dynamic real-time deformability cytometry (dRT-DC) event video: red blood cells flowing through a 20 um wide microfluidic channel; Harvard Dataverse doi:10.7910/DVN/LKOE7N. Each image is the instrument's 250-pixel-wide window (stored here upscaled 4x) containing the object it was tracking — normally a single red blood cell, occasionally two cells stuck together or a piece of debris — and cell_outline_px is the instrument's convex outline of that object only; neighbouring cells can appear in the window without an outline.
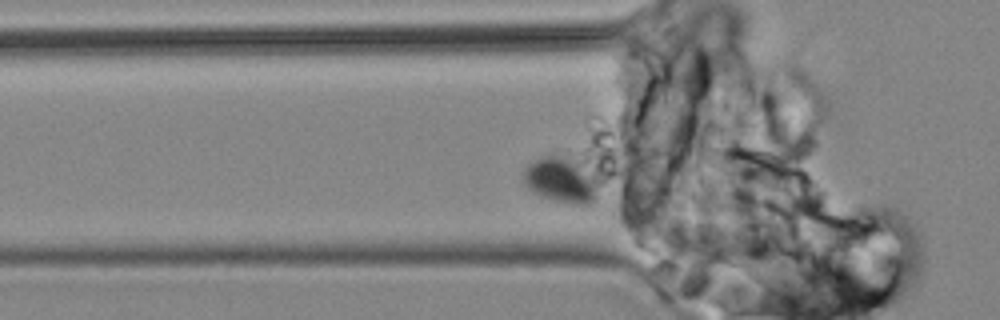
{"species": "common noctule bat (a hibernating species)", "species_latin": "Nyctalus noctula", "temperature_condition": "cold", "stored_images_in_passage": 3, "camera_frame_rate_fps": 3000, "um_per_image_px": 0.085, "animal": {"sex": "male", "body_mass_g": 19.2, "forearm_length_mm": 51.8}, "frame": {"image": 1, "passage_image": 2, "time_ms": 1.0, "image_size_px": [1000, 320], "cell_outline_px": [[604, 196], [596, 204], [576, 204], [552, 200], [540, 196], [532, 192], [524, 184], [524, 168], [532, 160], [544, 156], [560, 156], [568, 160], [580, 168], [588, 176]], "centroid_in_image_um": [47.65, 15.41], "position_along_channel_um": 78.2, "area_um2": 19.31}}